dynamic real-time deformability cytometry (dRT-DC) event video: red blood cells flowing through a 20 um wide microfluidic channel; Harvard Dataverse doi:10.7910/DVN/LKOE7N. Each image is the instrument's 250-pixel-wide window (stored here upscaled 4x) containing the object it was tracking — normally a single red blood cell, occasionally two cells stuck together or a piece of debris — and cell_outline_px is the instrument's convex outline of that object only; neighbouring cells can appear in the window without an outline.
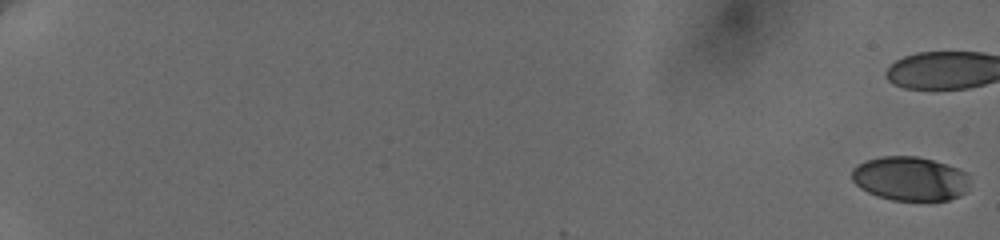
{"species": "human", "species_latin": "Homo sapiens", "temperature_condition": "cold", "stored_images_in_passage": 12, "camera_frame_rate_fps": 3000, "um_per_image_px": 0.085, "donor": {"sex": "female"}, "frame": {"image": 1, "passage_image": 1, "time_ms": 0.0, "image_size_px": [1000, 240], "cell_outline_px": [[968, 188], [960, 196], [948, 200], [892, 200], [876, 196], [860, 188], [852, 180], [852, 168], [856, 164], [880, 156], [916, 156], [932, 160], [968, 172]], "centroid_in_image_um": [77.33, 15.19], "position_along_channel_um": 7.7, "area_um2": 30.35}}